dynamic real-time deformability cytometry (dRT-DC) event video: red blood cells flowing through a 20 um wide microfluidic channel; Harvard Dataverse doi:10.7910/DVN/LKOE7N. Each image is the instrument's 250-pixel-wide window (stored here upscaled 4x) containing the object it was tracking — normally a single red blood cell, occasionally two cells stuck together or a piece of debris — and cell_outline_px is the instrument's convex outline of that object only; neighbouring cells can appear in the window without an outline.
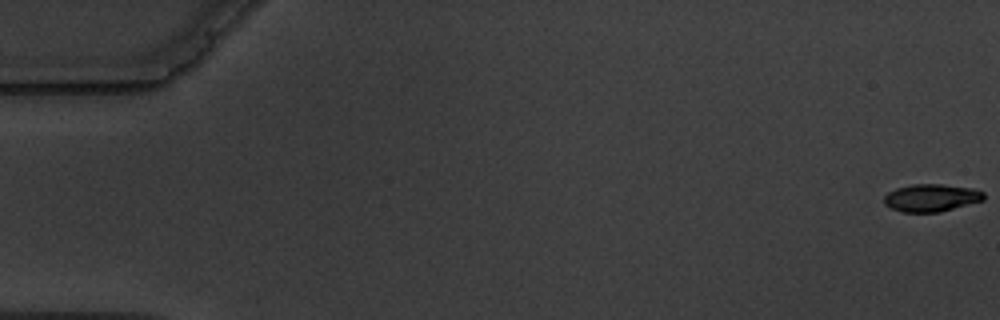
{"species": "common noctule bat (a hibernating species)", "species_latin": "Nyctalus noctula", "temperature_condition": "warm", "stored_images_in_passage": 6, "camera_frame_rate_fps": 3000, "um_per_image_px": 0.085, "animal": {"sex": "male", "body_mass_g": 19.5, "forearm_length_mm": 54.6}, "frame": {"image": 1, "passage_image": 1, "time_ms": 0.0, "image_size_px": [1000, 320], "cell_outline_px": [[984, 200], [940, 212], [900, 212], [884, 204], [884, 196], [888, 192], [896, 188], [912, 184], [940, 184], [972, 188], [984, 192]], "centroid_in_image_um": [79.14, 16.81], "position_along_channel_um": 5.9, "area_um2": 16.01}}
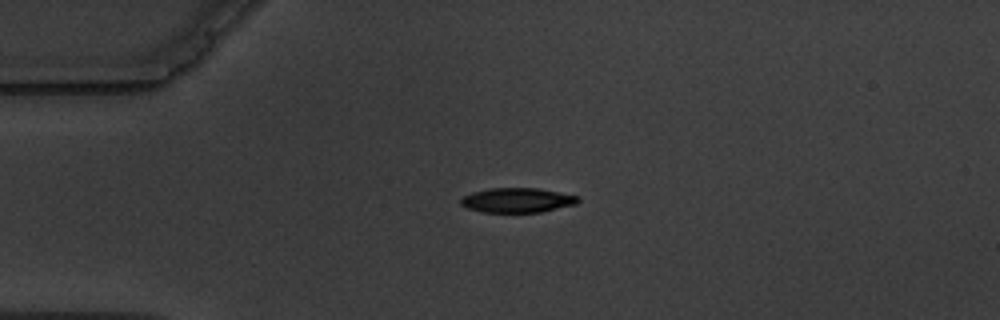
{"frame": {"image": 2, "passage_image": 5, "time_ms": 4.667, "image_size_px": [1000, 320], "cell_outline_px": [[580, 200], [576, 204], [540, 212], [484, 212], [468, 208], [460, 204], [460, 200], [464, 196], [472, 192], [488, 188], [536, 188], [580, 196]], "centroid_in_image_um": [43.97, 17.01], "position_along_channel_um": 41.0, "area_um2": 16.76}}